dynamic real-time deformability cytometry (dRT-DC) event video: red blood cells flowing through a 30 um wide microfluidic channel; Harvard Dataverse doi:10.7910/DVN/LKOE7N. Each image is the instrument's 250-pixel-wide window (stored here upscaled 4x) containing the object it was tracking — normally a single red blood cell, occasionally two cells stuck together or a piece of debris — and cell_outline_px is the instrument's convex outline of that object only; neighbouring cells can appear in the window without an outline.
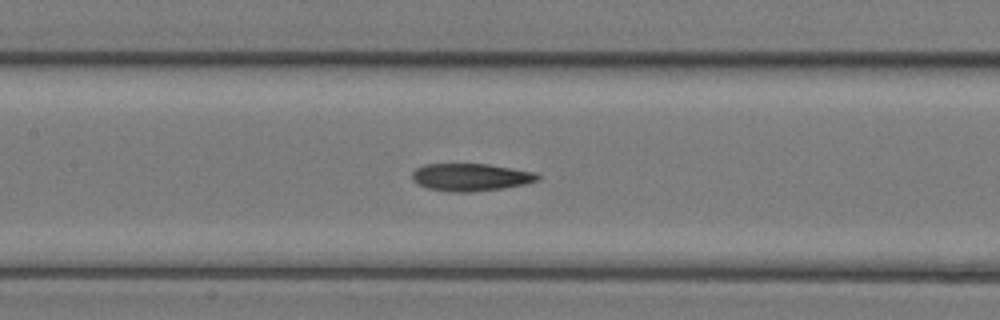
{"species": "common noctule bat (a hibernating species)", "species_latin": "Nyctalus noctula", "temperature_condition": "room temperature", "stored_images_in_passage": 25, "camera_frame_rate_fps": 3000, "um_per_image_px": 0.085, "animal": {"sex": "female", "body_mass_g": 17.0, "forearm_length_mm": 48.0}, "frame": {"image": 1, "passage_image": 21, "time_ms": 6.667, "image_size_px": [1000, 320], "cell_outline_px": [[540, 180], [524, 184], [504, 188], [472, 192], [448, 192], [428, 188], [416, 184], [412, 180], [412, 172], [416, 168], [424, 164], [488, 164], [536, 172], [540, 176]], "centroid_in_image_um": [40.0, 15.06], "position_along_channel_um": 167.4, "area_um2": 20.35}}
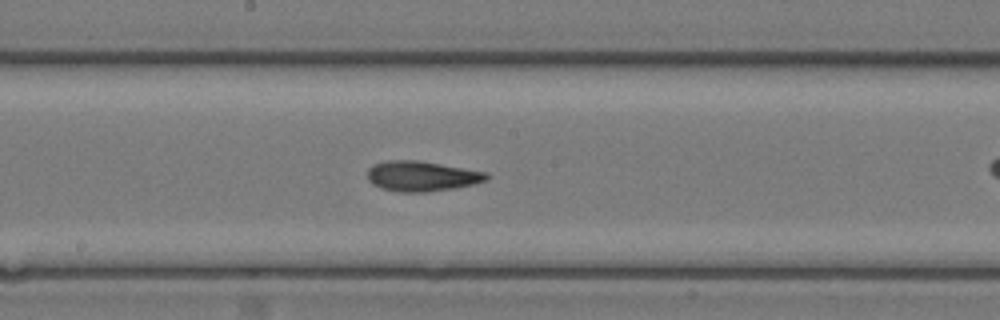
{"frame": {"image": 2, "passage_image": 24, "time_ms": 7.667, "image_size_px": [1000, 320], "cell_outline_px": [[492, 176], [488, 180], [476, 184], [452, 188], [424, 192], [400, 192], [380, 188], [372, 184], [368, 180], [368, 168], [372, 164], [384, 160], [416, 160], [488, 172]], "centroid_in_image_um": [35.85, 14.97], "position_along_channel_um": 212.3, "area_um2": 21.15}}